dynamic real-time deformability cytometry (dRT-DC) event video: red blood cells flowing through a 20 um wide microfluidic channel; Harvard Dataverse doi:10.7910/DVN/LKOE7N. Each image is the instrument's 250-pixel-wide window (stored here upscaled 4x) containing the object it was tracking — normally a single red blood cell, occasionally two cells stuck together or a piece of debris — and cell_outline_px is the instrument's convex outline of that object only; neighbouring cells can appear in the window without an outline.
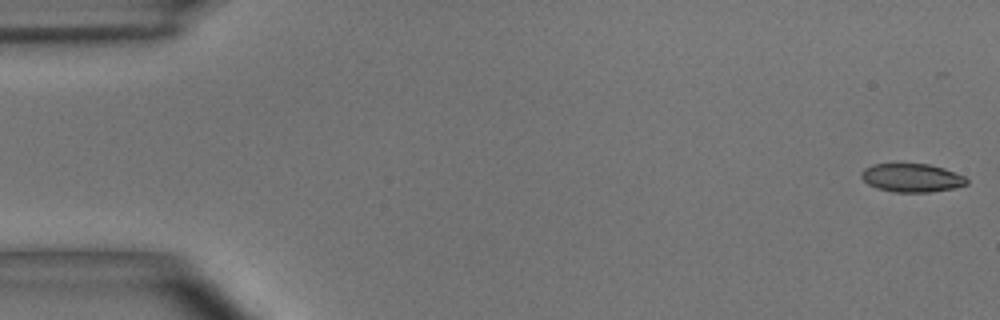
{"species": "common noctule bat (a hibernating species)", "species_latin": "Nyctalus noctula", "temperature_condition": "room temperature", "stored_images_in_passage": 43, "camera_frame_rate_fps": 3000, "um_per_image_px": 0.085, "animal": {"sex": "male", "body_mass_g": 15.6}, "frame": {"image": 1, "passage_image": 1, "time_ms": 0.0, "image_size_px": [1000, 320], "cell_outline_px": [[968, 184], [952, 188], [928, 192], [896, 192], [876, 188], [868, 184], [860, 176], [860, 172], [864, 168], [872, 164], [928, 164], [944, 168], [964, 176], [968, 180]], "centroid_in_image_um": [77.47, 15.11], "position_along_channel_um": 7.5, "area_um2": 17.4}}
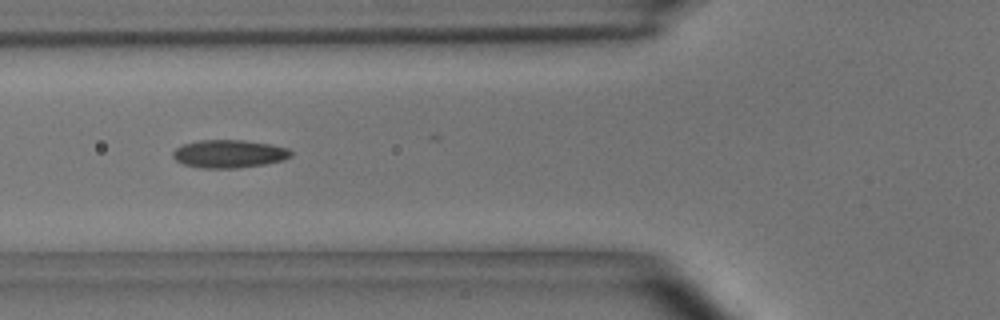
{"frame": {"image": 2, "passage_image": 20, "time_ms": 6.333, "image_size_px": [1000, 320], "cell_outline_px": [[292, 156], [284, 160], [264, 164], [236, 168], [200, 168], [184, 164], [176, 160], [172, 156], [172, 152], [176, 148], [184, 144], [200, 140], [244, 140], [272, 144], [288, 148], [292, 152]], "centroid_in_image_um": [19.49, 13.07], "position_along_channel_um": 106.3, "area_um2": 19.31}}
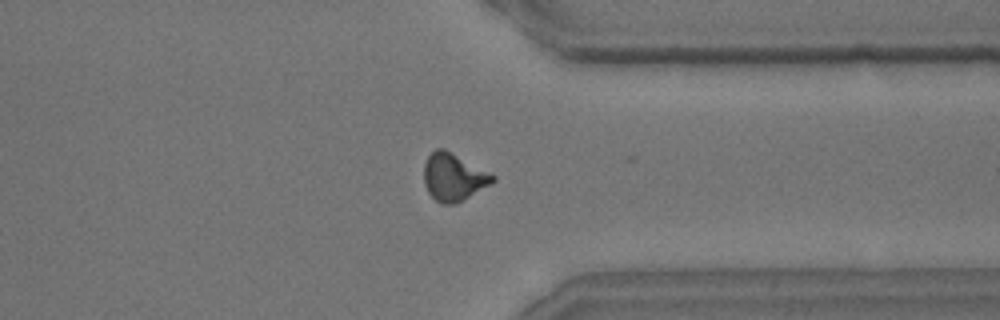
{"frame": {"image": 3, "passage_image": 42, "time_ms": 13.667, "image_size_px": [1000, 320], "cell_outline_px": [[496, 180], [492, 184], [456, 204], [440, 204], [428, 192], [424, 184], [424, 164], [428, 156], [436, 148], [444, 148], [496, 176]], "centroid_in_image_um": [38.55, 15.07], "position_along_channel_um": 372.8, "area_um2": 19.07}, "authors_computed_cell_mechanics": {"area_um2": 18.6116, "velocity_mm_per_s": 3.6691, "shape_relaxation_time_tau1_ms": 4.5555, "shape_relaxation_time_tau2_ms": 1.7445, "deformation_change_tau1": 0.1531, "deformation_change_tau2": 0.0827}}